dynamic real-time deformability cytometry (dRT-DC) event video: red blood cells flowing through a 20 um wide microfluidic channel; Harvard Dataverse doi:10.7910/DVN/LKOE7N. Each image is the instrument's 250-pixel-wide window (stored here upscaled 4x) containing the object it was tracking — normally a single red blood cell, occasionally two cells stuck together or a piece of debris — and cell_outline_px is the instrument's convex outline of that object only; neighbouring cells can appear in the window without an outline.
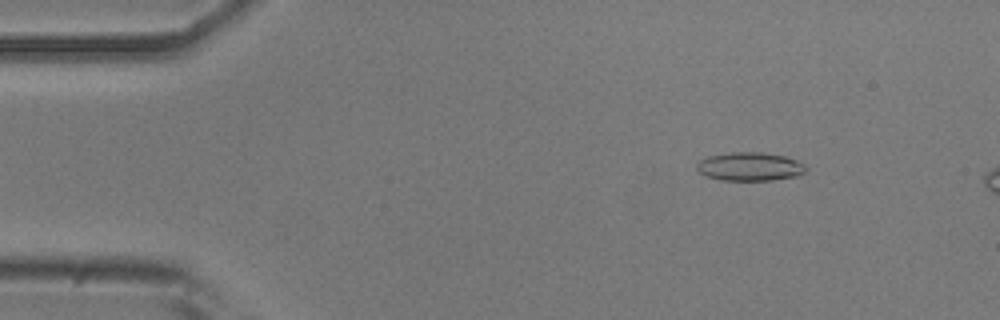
{"species": "common noctule bat (a hibernating species)", "species_latin": "Nyctalus noctula", "temperature_condition": "room temperature", "stored_images_in_passage": 12, "camera_frame_rate_fps": 3000, "um_per_image_px": 0.085, "animal": {"sex": "male", "body_mass_g": 20.5, "forearm_length_mm": 52.5}, "frame": {"image": 1, "passage_image": 7, "time_ms": 2.0, "image_size_px": [1000, 320], "cell_outline_px": [[808, 168], [800, 176], [772, 180], [720, 180], [708, 176], [700, 172], [696, 168], [696, 164], [700, 160], [708, 156], [732, 152], [760, 152], [784, 156], [796, 160], [804, 164]], "centroid_in_image_um": [63.76, 14.16], "position_along_channel_um": 21.2, "area_um2": 18.15}}